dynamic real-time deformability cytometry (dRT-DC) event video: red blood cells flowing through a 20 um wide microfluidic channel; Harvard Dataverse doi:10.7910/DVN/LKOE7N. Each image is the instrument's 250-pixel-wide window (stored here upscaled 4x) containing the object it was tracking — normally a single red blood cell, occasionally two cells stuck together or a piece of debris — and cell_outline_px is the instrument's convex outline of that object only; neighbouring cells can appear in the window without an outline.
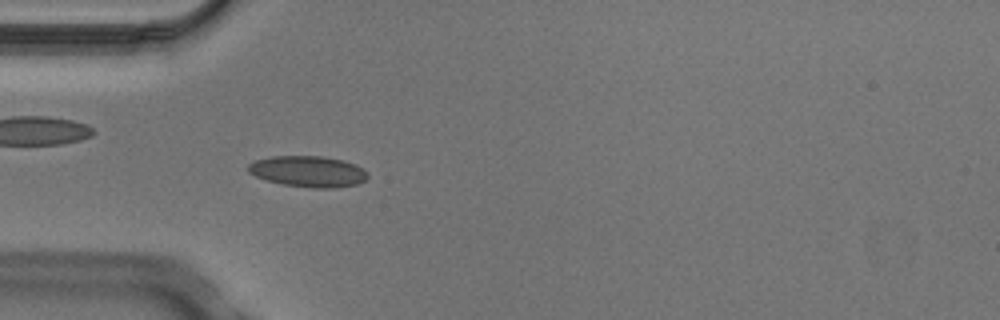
{"species": "Egyptian fruit bat (a non-hibernating species)", "species_latin": "Rousettus aegyptiacus", "temperature_condition": "cold", "stored_images_in_passage": 2, "camera_frame_rate_fps": 3000, "um_per_image_px": 0.085, "animal": {"sex": "male"}, "frame": {"image": 1, "passage_image": 2, "time_ms": 0.333, "image_size_px": [1000, 320], "cell_outline_px": [[368, 176], [364, 180], [356, 184], [332, 188], [312, 188], [284, 184], [268, 180], [256, 176], [248, 172], [248, 164], [256, 160], [272, 156], [320, 156], [344, 160], [356, 164], [368, 172]], "centroid_in_image_um": [26.21, 14.56], "position_along_channel_um": 58.8, "area_um2": 21.5}}